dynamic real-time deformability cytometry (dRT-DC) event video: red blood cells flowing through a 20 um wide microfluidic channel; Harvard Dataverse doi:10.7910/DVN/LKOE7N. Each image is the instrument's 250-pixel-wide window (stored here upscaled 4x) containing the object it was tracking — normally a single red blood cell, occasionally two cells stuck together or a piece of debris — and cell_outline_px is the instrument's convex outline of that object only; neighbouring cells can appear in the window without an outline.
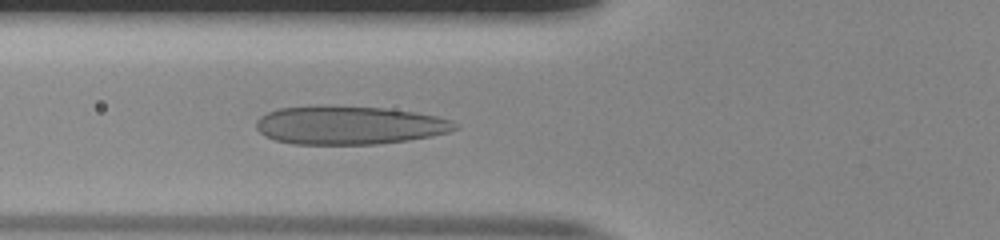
{"species": "human", "species_latin": "Homo sapiens", "temperature_condition": "room temperature", "stored_images_in_passage": 46, "camera_frame_rate_fps": 3000, "um_per_image_px": 0.085, "donor": {"sex": "male"}, "frame": {"image": 1, "passage_image": 14, "time_ms": 4.333, "image_size_px": [1000, 240], "cell_outline_px": [[456, 128], [448, 132], [432, 136], [408, 140], [376, 144], [296, 144], [276, 140], [264, 136], [256, 128], [256, 120], [260, 116], [268, 112], [280, 108], [308, 104], [328, 104], [384, 108], [412, 112], [436, 116], [452, 120], [456, 124]], "centroid_in_image_um": [29.62, 10.62], "position_along_channel_um": 96.2, "area_um2": 45.03}}
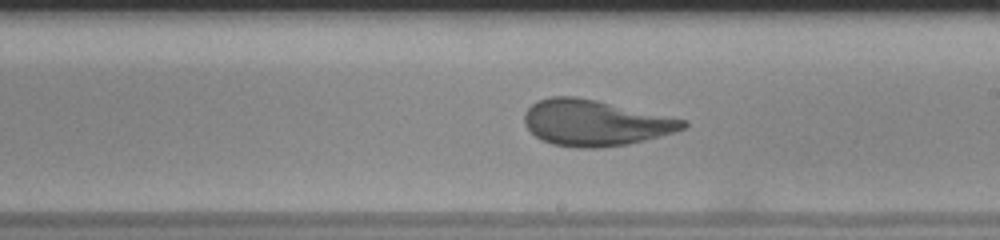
{"frame": {"image": 2, "passage_image": 25, "time_ms": 8.0, "image_size_px": [1000, 240], "cell_outline_px": [[688, 124], [684, 128], [660, 136], [628, 144], [600, 148], [576, 148], [552, 144], [536, 136], [524, 124], [524, 112], [532, 104], [548, 96], [576, 96], [596, 100], [684, 120]], "centroid_in_image_um": [50.52, 10.44], "position_along_channel_um": 238.5, "area_um2": 42.02}}
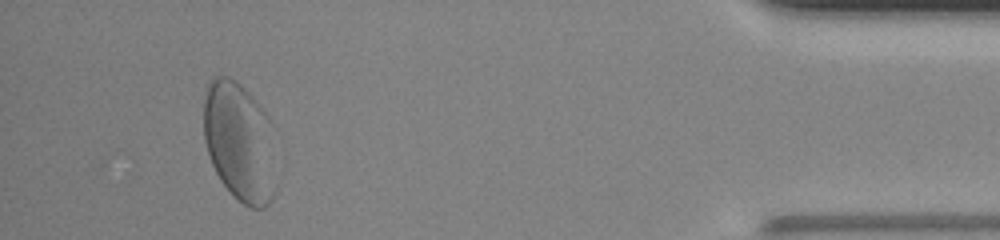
{"frame": {"image": 3, "passage_image": 43, "time_ms": 14.0, "image_size_px": [1000, 240], "cell_outline_px": [[276, 188], [272, 200], [264, 208], [252, 208], [236, 200], [232, 196], [220, 180], [212, 164], [204, 140], [204, 100], [208, 84], [216, 76], [228, 76], [236, 80], [248, 92], [264, 112], [272, 124], [276, 184]], "centroid_in_image_um": [20.38, 12.11], "position_along_channel_um": 414.8, "area_um2": 50.86}, "authors_computed_cell_mechanics": {"area_um2": 42.7431, "velocity_mm_per_s": 3.8802, "shape_relaxation_time_tau1_ms": 9.1697, "shape_relaxation_time_tau2_ms": null, "deformation_change_tau1": 0.335, "deformation_change_tau2": null}}